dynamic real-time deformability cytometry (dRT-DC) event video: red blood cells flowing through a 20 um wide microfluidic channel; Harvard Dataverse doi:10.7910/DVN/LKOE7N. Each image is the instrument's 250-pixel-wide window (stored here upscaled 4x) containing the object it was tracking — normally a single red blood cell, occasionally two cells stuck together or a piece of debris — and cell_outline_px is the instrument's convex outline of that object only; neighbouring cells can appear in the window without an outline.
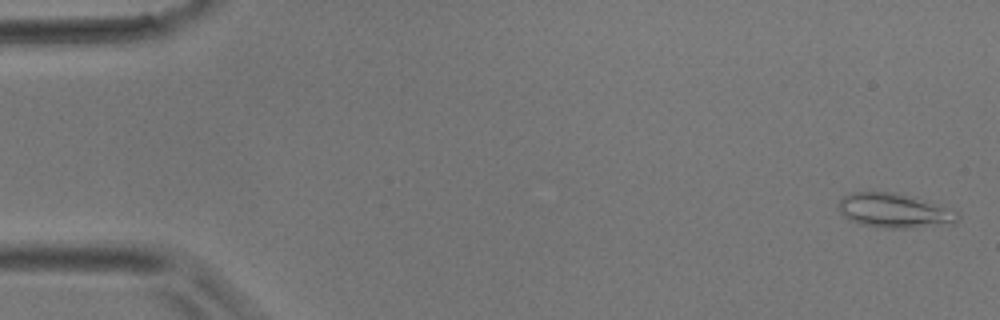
{"species": "common noctule bat (a hibernating species)", "species_latin": "Nyctalus noctula", "temperature_condition": "room temperature", "stored_images_in_passage": 5, "camera_frame_rate_fps": 3000, "um_per_image_px": 0.085, "animal": {"sex": "male", "body_mass_g": 17.9}, "frame": {"image": 1, "passage_image": 1, "time_ms": 0.0, "image_size_px": [1000, 320], "cell_outline_px": [[960, 216], [956, 224], [912, 228], [884, 228], [860, 224], [844, 216], [840, 212], [836, 204], [840, 196], [852, 192], [892, 192], [960, 212]], "centroid_in_image_um": [75.97, 17.92], "position_along_channel_um": 9.0, "area_um2": 23.81}}